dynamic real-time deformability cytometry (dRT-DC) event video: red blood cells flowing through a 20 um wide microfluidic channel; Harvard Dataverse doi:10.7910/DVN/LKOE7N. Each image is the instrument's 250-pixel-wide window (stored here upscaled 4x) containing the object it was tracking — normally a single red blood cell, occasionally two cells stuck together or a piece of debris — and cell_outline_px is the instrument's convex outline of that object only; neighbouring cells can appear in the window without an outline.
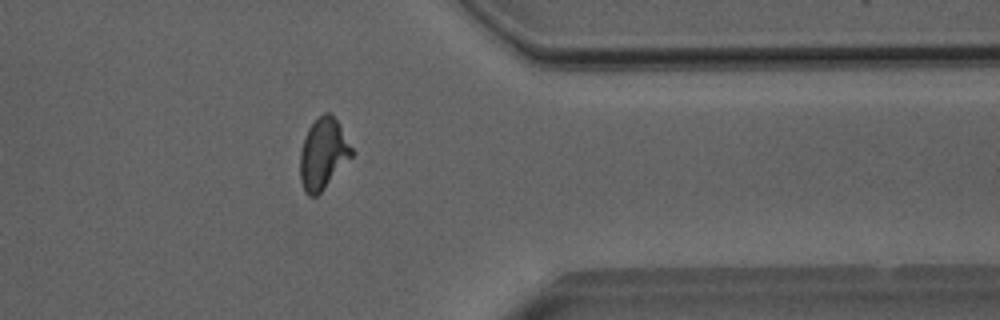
{"species": "Egyptian fruit bat (a non-hibernating species)", "species_latin": "Rousettus aegyptiacus", "temperature_condition": "room temperature", "stored_images_in_passage": 31, "camera_frame_rate_fps": 3000, "um_per_image_px": 0.085, "animal": {"sex": "male"}, "frame": {"image": 1, "passage_image": 27, "time_ms": 8.667, "image_size_px": [1000, 320], "cell_outline_px": [[356, 152], [324, 188], [316, 196], [308, 196], [304, 192], [300, 180], [300, 152], [304, 136], [308, 128], [324, 112], [328, 112], [336, 120]], "centroid_in_image_um": [27.46, 13.09], "position_along_channel_um": 383.9, "area_um2": 21.27}, "authors_computed_cell_mechanics": {"area_um2": 20.9814, "velocity_mm_per_s": 3.9927, "shape_relaxation_time_tau1_ms": 5.6273, "shape_relaxation_time_tau2_ms": 1.449, "deformation_change_tau1": 0.1743, "deformation_change_tau2": 0.0537}}